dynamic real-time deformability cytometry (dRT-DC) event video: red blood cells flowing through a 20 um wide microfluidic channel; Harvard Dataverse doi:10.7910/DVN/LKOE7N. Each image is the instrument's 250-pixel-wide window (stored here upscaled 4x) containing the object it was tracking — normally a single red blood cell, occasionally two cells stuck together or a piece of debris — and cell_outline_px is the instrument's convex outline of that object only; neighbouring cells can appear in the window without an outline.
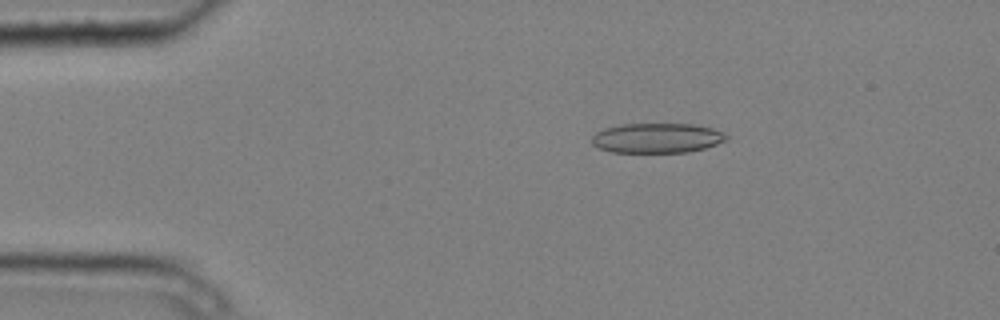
{"species": "common noctule bat (a hibernating species)", "species_latin": "Nyctalus noctula", "temperature_condition": "cold", "stored_images_in_passage": 2, "camera_frame_rate_fps": 3000, "um_per_image_px": 0.085, "animal": {"sex": "male", "body_mass_g": 20.4}, "frame": {"image": 1, "passage_image": 1, "time_ms": 0.0, "image_size_px": [1000, 320], "cell_outline_px": [[728, 140], [704, 148], [688, 152], [612, 152], [600, 148], [592, 144], [592, 136], [596, 132], [604, 128], [620, 124], [696, 124], [712, 128], [724, 132], [728, 136]], "centroid_in_image_um": [55.86, 11.72], "position_along_channel_um": 29.1, "area_um2": 23.47}}